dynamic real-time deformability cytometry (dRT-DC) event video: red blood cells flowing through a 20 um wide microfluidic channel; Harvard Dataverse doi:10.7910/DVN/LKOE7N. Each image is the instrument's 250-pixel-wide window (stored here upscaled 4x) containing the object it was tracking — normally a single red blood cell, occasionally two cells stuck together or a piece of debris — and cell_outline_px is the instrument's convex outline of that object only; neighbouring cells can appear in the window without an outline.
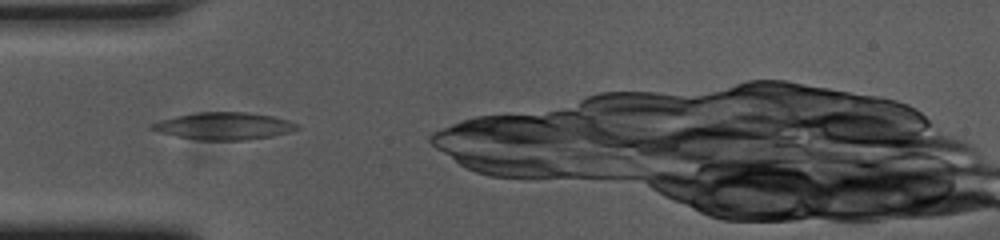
{"species": "common noctule bat (a hibernating species)", "species_latin": "Nyctalus noctula", "temperature_condition": "cold", "stored_images_in_passage": 31, "camera_frame_rate_fps": 3000, "um_per_image_px": 0.085, "animal": {"sex": "female", "body_mass_g": 23.0, "forearm_length_mm": 53.4}, "frame": {"image": 1, "passage_image": 4, "time_ms": 1.0, "image_size_px": [1000, 240], "cell_outline_px": [[300, 128], [288, 132], [272, 136], [244, 140], [200, 140], [176, 136], [160, 132], [148, 128], [148, 124], [160, 120], [176, 116], [196, 112], [248, 112], [272, 116], [288, 120], [300, 124]], "centroid_in_image_um": [19.03, 10.7], "position_along_channel_um": 66.0, "area_um2": 23.12}}
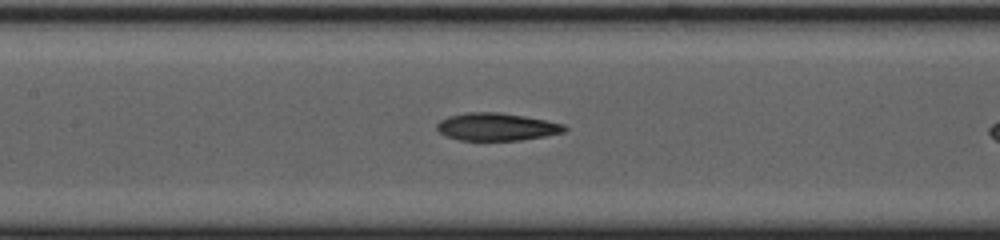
{"frame": {"image": 2, "passage_image": 12, "time_ms": 3.667, "image_size_px": [1000, 240], "cell_outline_px": [[568, 128], [564, 132], [544, 136], [520, 140], [460, 140], [448, 136], [440, 132], [436, 128], [436, 124], [440, 120], [448, 116], [468, 112], [500, 112], [524, 116], [564, 124]], "centroid_in_image_um": [42.2, 10.77], "position_along_channel_um": 165.2, "area_um2": 20.4}}
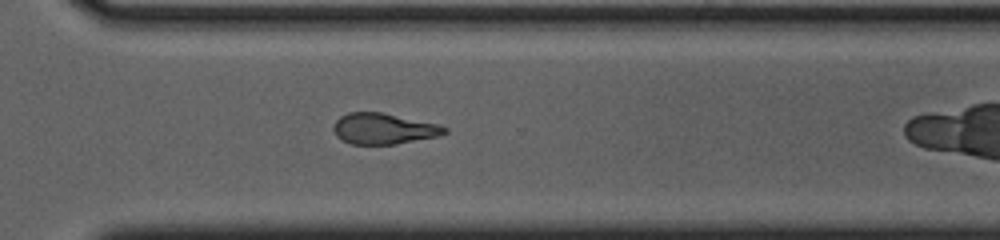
{"frame": {"image": 3, "passage_image": 26, "time_ms": 8.333, "image_size_px": [1000, 240], "cell_outline_px": [[448, 132], [436, 136], [396, 144], [352, 144], [336, 136], [332, 128], [336, 120], [340, 116], [348, 112], [380, 112], [440, 124], [448, 128]], "centroid_in_image_um": [32.6, 10.93], "position_along_channel_um": 338.0, "area_um2": 19.94}}